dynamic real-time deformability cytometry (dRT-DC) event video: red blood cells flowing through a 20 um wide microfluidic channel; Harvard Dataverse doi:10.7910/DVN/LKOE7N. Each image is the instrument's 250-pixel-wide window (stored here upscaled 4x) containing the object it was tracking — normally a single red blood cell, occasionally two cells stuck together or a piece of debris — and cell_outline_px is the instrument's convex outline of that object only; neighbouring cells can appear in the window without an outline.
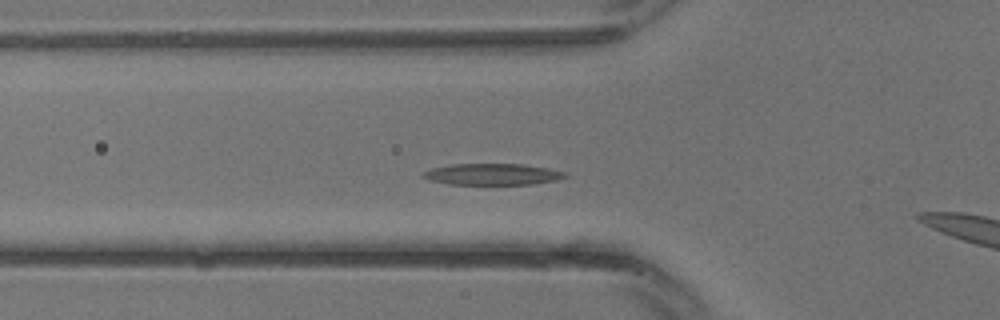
{"species": "common noctule bat (a hibernating species)", "species_latin": "Nyctalus noctula", "temperature_condition": "warm", "stored_images_in_passage": 23, "camera_frame_rate_fps": 3000, "um_per_image_px": 0.085, "animal": {"sex": "male", "body_mass_g": 13.3}, "frame": {"image": 1, "passage_image": 6, "time_ms": 1.667, "image_size_px": [1000, 320], "cell_outline_px": [[568, 176], [556, 180], [532, 184], [448, 184], [432, 180], [420, 176], [420, 172], [432, 168], [452, 164], [524, 164], [548, 168], [564, 172]], "centroid_in_image_um": [41.82, 14.81], "position_along_channel_um": 84.0, "area_um2": 17.63}}
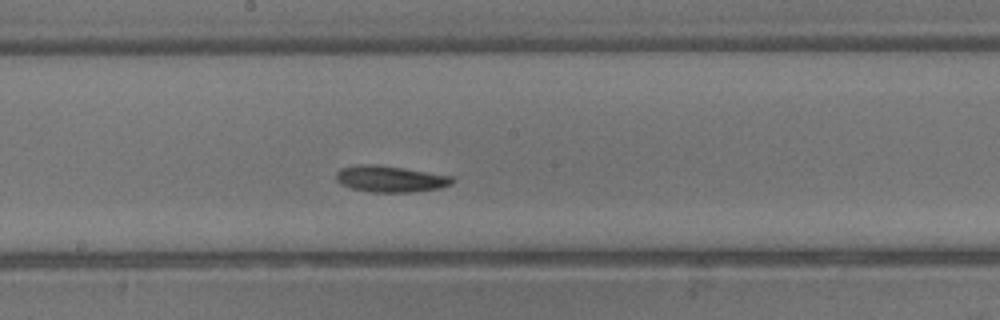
{"frame": {"image": 2, "passage_image": 12, "time_ms": 3.667, "image_size_px": [1000, 320], "cell_outline_px": [[456, 180], [452, 184], [440, 188], [416, 192], [368, 192], [352, 188], [340, 184], [336, 180], [336, 172], [340, 168], [356, 164], [376, 164], [404, 168], [452, 176]], "centroid_in_image_um": [33.17, 15.2], "position_along_channel_um": 215.0, "area_um2": 18.09}}
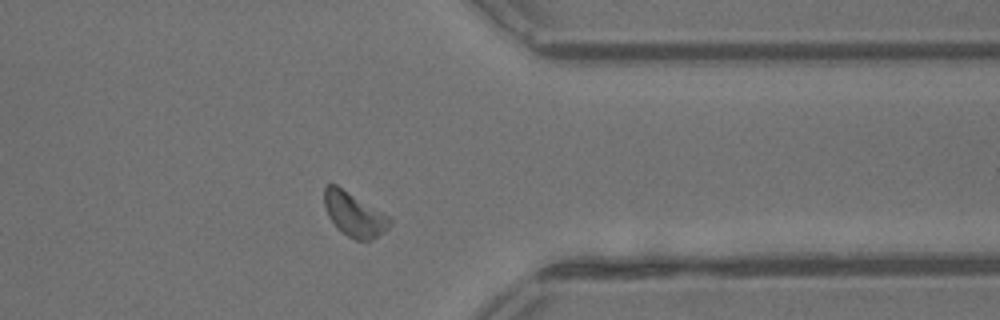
{"frame": {"image": 3, "passage_image": 20, "time_ms": 6.333, "image_size_px": [1000, 320], "cell_outline_px": [[392, 220], [388, 228], [372, 240], [356, 240], [348, 236], [336, 228], [328, 216], [324, 208], [324, 188], [328, 184], [336, 184], [392, 216]], "centroid_in_image_um": [30.12, 18.21], "position_along_channel_um": 381.3, "area_um2": 17.17}}